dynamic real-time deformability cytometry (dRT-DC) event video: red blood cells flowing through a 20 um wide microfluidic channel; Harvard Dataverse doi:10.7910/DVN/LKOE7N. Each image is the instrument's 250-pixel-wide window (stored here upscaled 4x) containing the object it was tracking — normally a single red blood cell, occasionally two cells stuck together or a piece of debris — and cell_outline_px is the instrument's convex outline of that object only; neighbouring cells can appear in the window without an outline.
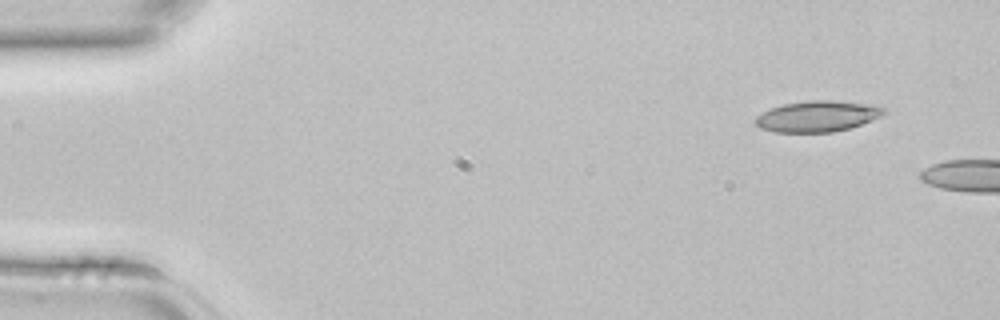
{"species": "common noctule bat (a hibernating species)", "species_latin": "Nyctalus noctula", "temperature_condition": "room temperature", "stored_images_in_passage": 3, "camera_frame_rate_fps": 3000, "um_per_image_px": 0.085, "animal": {"sex": "female", "body_mass_g": 22.7, "forearm_length_mm": 54.2}, "frame": {"image": 1, "passage_image": 1, "time_ms": 0.0, "image_size_px": [1000, 320], "cell_outline_px": [[888, 112], [880, 116], [860, 124], [848, 128], [832, 132], [772, 132], [760, 128], [756, 124], [756, 116], [772, 108], [784, 104], [808, 100], [832, 100], [880, 104]], "centroid_in_image_um": [69.53, 9.87], "position_along_channel_um": 15.5, "area_um2": 23.24}}